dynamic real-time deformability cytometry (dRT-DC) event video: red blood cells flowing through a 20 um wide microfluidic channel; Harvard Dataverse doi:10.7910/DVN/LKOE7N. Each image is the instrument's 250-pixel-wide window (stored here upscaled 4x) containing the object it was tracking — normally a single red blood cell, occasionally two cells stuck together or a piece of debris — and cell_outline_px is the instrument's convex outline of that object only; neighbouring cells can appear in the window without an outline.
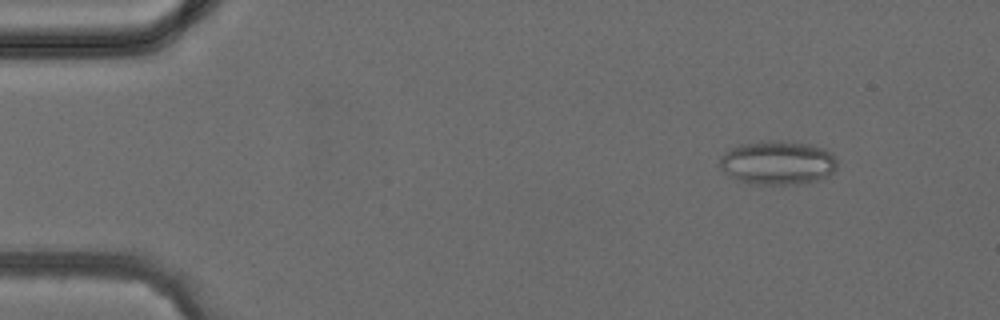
{"species": "common noctule bat (a hibernating species)", "species_latin": "Nyctalus noctula", "temperature_condition": "cold", "stored_images_in_passage": 4, "camera_frame_rate_fps": 3000, "um_per_image_px": 0.085, "animal": {"sex": "female", "body_mass_g": 24.6, "forearm_length_mm": 56.2}, "frame": {"image": 1, "passage_image": 2, "time_ms": 1.0, "image_size_px": [1000, 320], "cell_outline_px": [[836, 168], [828, 176], [820, 180], [804, 184], [748, 184], [728, 176], [720, 168], [720, 156], [724, 152], [740, 144], [760, 140], [784, 140], [808, 144], [824, 148], [836, 156]], "centroid_in_image_um": [66.09, 13.83], "position_along_channel_um": 18.9, "area_um2": 30.63}}
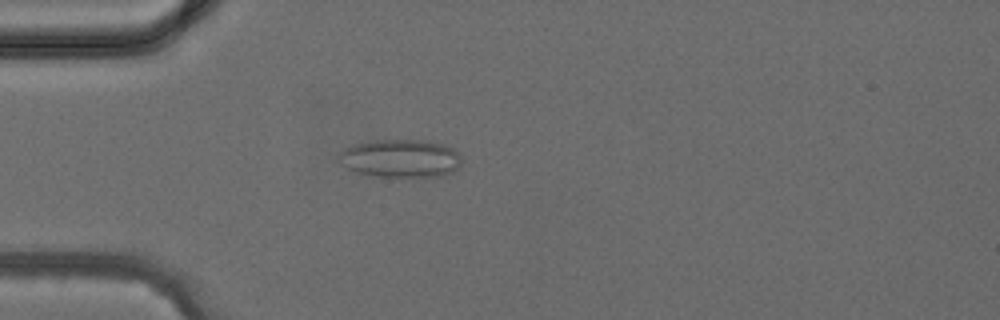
{"frame": {"image": 2, "passage_image": 4, "time_ms": 3.333, "image_size_px": [1000, 320], "cell_outline_px": [[460, 164], [452, 172], [440, 176], [376, 176], [356, 172], [340, 164], [336, 160], [336, 156], [344, 148], [352, 144], [376, 140], [428, 140], [444, 144], [452, 148], [460, 156]], "centroid_in_image_um": [33.99, 13.45], "position_along_channel_um": 51.0, "area_um2": 27.34}}